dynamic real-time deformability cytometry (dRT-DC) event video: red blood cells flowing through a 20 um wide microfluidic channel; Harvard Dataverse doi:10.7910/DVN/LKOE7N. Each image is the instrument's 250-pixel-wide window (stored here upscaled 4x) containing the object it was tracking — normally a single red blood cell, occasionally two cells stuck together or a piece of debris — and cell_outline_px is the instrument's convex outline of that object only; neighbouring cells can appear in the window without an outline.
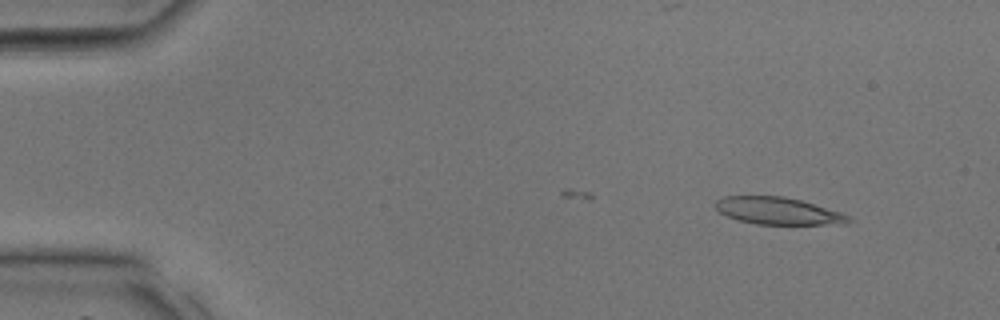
{"species": "common noctule bat (a hibernating species)", "species_latin": "Nyctalus noctula", "temperature_condition": "room temperature", "stored_images_in_passage": 31, "camera_frame_rate_fps": 3000, "um_per_image_px": 0.085, "animal": {"sex": "male", "body_mass_g": 17.9, "forearm_length_mm": 54.2}, "frame": {"image": 1, "passage_image": 1, "time_ms": 0.0, "image_size_px": [1000, 320], "cell_outline_px": [[852, 220], [848, 224], [756, 224], [736, 220], [720, 212], [716, 208], [716, 200], [724, 196], [784, 196], [800, 200], [840, 212], [852, 216]], "centroid_in_image_um": [66.16, 17.93], "position_along_channel_um": 18.8, "area_um2": 21.04}}
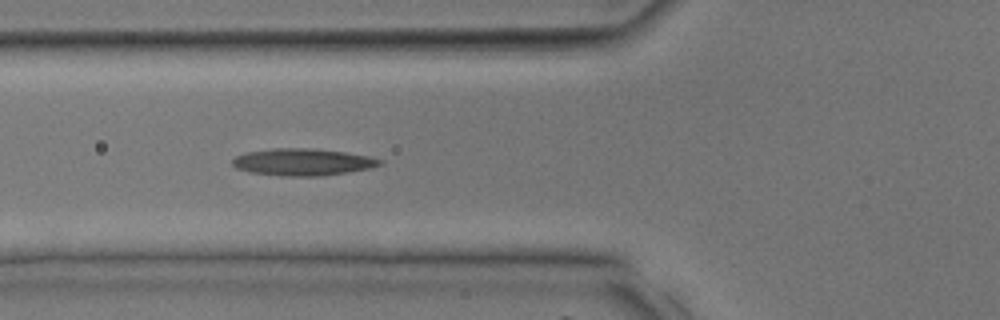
{"frame": {"image": 2, "passage_image": 11, "time_ms": 3.333, "image_size_px": [1000, 320], "cell_outline_px": [[384, 164], [372, 168], [348, 172], [320, 176], [280, 176], [252, 172], [236, 168], [232, 164], [232, 160], [236, 156], [248, 152], [276, 148], [312, 148], [344, 152], [368, 156], [384, 160]], "centroid_in_image_um": [25.78, 13.78], "position_along_channel_um": 100.0, "area_um2": 23.18}}
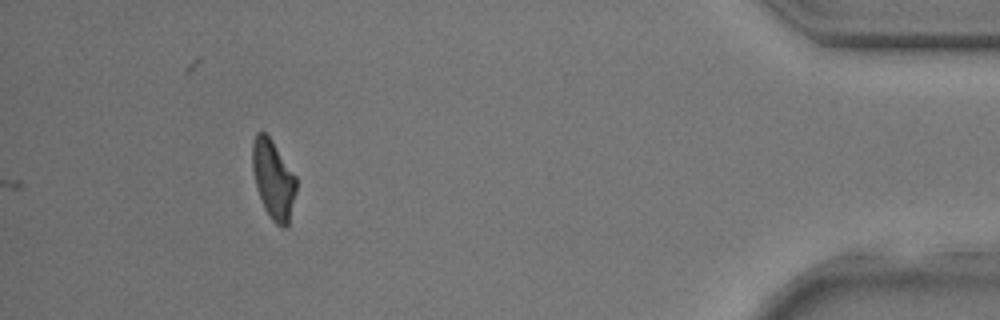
{"frame": {"image": 3, "passage_image": 31, "time_ms": 10.0, "image_size_px": [1000, 320], "cell_outline_px": [[296, 192], [288, 228], [284, 228], [276, 224], [272, 220], [264, 208], [256, 188], [252, 168], [252, 144], [256, 132], [264, 132], [272, 140], [296, 176]], "centroid_in_image_um": [23.23, 15.28], "position_along_channel_um": 412.0, "area_um2": 20.29}}